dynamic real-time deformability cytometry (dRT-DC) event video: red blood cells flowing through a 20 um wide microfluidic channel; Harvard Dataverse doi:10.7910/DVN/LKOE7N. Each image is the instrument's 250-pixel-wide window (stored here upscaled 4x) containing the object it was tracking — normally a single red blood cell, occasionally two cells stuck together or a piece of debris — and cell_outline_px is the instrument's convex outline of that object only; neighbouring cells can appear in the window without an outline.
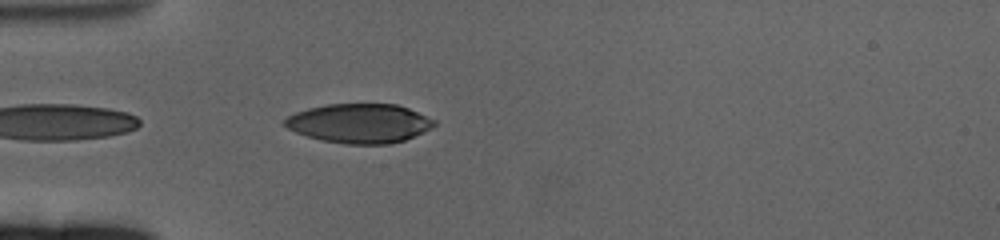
{"species": "human", "species_latin": "Homo sapiens", "temperature_condition": "cold", "stored_images_in_passage": 29, "camera_frame_rate_fps": 3000, "um_per_image_px": 0.085, "donor": {"sex": "female"}, "frame": {"image": 1, "passage_image": 2, "time_ms": 0.333, "image_size_px": [1000, 240], "cell_outline_px": [[436, 124], [432, 128], [424, 132], [404, 140], [392, 144], [344, 144], [324, 140], [308, 136], [296, 132], [288, 128], [284, 124], [284, 120], [288, 116], [296, 112], [308, 108], [328, 104], [396, 104], [408, 108], [436, 120]], "centroid_in_image_um": [30.58, 10.48], "position_along_channel_um": 54.4, "area_um2": 34.1}}
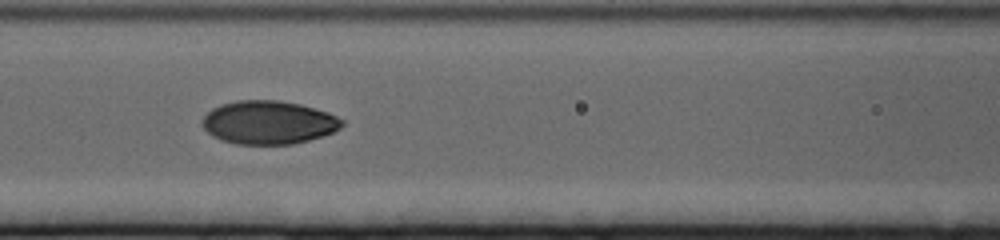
{"frame": {"image": 2, "passage_image": 11, "time_ms": 3.333, "image_size_px": [1000, 240], "cell_outline_px": [[344, 124], [340, 128], [332, 132], [308, 140], [292, 144], [236, 144], [220, 140], [212, 136], [204, 128], [204, 116], [212, 108], [220, 104], [236, 100], [276, 100], [300, 104], [328, 112], [344, 120]], "centroid_in_image_um": [22.82, 10.4], "position_along_channel_um": 143.8, "area_um2": 35.2}}
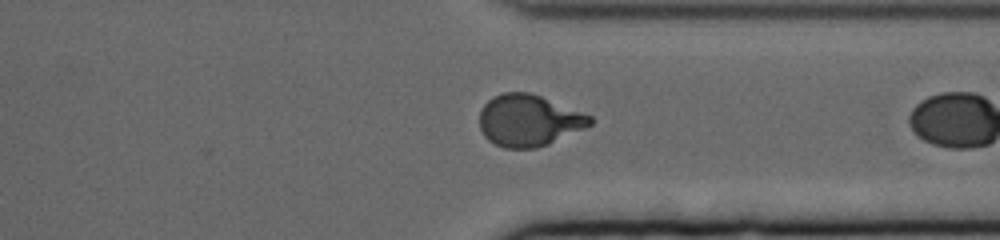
{"frame": {"image": 3, "passage_image": 28, "time_ms": 9.0, "image_size_px": [1000, 240], "cell_outline_px": [[592, 124], [584, 128], [548, 144], [536, 148], [504, 148], [488, 140], [484, 136], [480, 128], [480, 112], [484, 104], [492, 96], [504, 92], [528, 92], [540, 96], [592, 116]], "centroid_in_image_um": [44.92, 10.24], "position_along_channel_um": 366.5, "area_um2": 33.0}}